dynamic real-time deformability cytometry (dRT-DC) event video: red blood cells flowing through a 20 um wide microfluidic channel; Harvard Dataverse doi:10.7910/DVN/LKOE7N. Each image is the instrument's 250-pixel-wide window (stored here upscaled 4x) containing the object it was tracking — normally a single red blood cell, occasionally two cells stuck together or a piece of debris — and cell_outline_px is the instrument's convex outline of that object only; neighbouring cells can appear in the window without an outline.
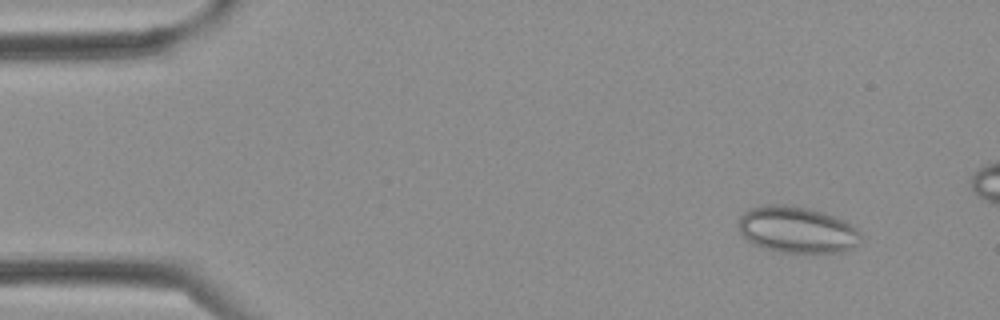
{"species": "Egyptian fruit bat (a non-hibernating species)", "species_latin": "Rousettus aegyptiacus", "temperature_condition": "cold", "stored_images_in_passage": 4, "camera_frame_rate_fps": 3000, "um_per_image_px": 0.085, "frame": {"image": 1, "passage_image": 4, "time_ms": 1.0, "image_size_px": [1000, 320], "cell_outline_px": [[860, 244], [844, 252], [780, 252], [764, 248], [748, 240], [740, 232], [740, 216], [744, 212], [752, 208], [764, 204], [784, 204], [808, 208], [824, 212], [844, 220], [856, 228], [860, 232]], "centroid_in_image_um": [67.78, 19.52], "position_along_channel_um": 17.2, "area_um2": 33.0}}